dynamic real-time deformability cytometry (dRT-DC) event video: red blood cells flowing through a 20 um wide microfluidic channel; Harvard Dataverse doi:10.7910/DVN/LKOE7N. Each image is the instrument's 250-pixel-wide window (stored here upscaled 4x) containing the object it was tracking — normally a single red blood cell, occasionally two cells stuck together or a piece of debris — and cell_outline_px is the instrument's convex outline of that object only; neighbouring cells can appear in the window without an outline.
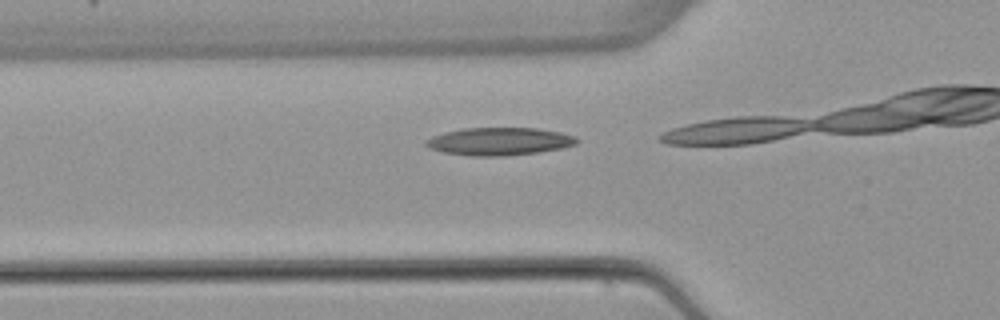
{"species": "common noctule bat (a hibernating species)", "species_latin": "Nyctalus noctula", "temperature_condition": "warm", "stored_images_in_passage": 12, "camera_frame_rate_fps": 3000, "um_per_image_px": 0.085, "animal": {"sex": "female", "body_mass_g": 22.7, "forearm_length_mm": 54.2}, "frame": {"image": 1, "passage_image": 11, "time_ms": 3.333, "image_size_px": [1000, 320], "cell_outline_px": [[580, 140], [576, 144], [560, 148], [540, 152], [504, 156], [472, 156], [444, 152], [428, 148], [424, 144], [424, 140], [432, 136], [444, 132], [464, 128], [536, 128], [560, 132], [576, 136]], "centroid_in_image_um": [42.43, 12.02], "position_along_channel_um": 83.4, "area_um2": 24.51}}